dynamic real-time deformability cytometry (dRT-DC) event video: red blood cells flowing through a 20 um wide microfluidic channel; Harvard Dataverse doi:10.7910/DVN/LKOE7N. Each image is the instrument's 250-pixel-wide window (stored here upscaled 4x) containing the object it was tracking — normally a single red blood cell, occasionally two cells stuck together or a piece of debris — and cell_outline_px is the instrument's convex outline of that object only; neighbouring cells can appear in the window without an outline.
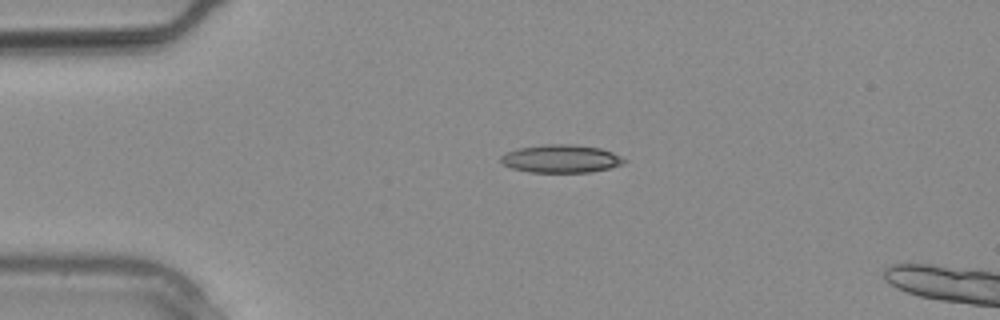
{"species": "common noctule bat (a hibernating species)", "species_latin": "Nyctalus noctula", "temperature_condition": "warm", "stored_images_in_passage": 2, "camera_frame_rate_fps": 3000, "um_per_image_px": 0.085, "animal": {"sex": "male", "body_mass_g": 20.4}, "frame": {"image": 1, "passage_image": 1, "time_ms": 0.0, "image_size_px": [1000, 320], "cell_outline_px": [[628, 160], [624, 164], [592, 172], [528, 172], [512, 168], [500, 164], [500, 156], [508, 152], [520, 148], [544, 144], [568, 144], [600, 148], [612, 152]], "centroid_in_image_um": [47.68, 13.5], "position_along_channel_um": 37.3, "area_um2": 20.11}}